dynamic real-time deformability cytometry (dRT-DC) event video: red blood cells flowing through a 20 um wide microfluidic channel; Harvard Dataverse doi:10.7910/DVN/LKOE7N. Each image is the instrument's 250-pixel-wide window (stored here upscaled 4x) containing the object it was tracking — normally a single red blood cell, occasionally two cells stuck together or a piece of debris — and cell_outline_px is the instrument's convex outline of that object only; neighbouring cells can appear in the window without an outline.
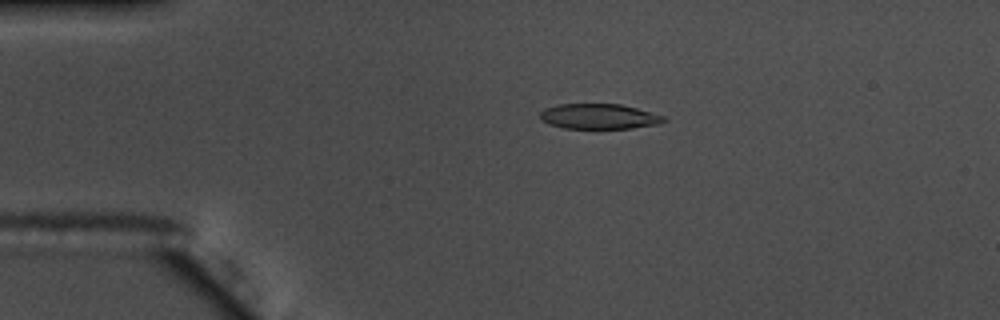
{"species": "common noctule bat (a hibernating species)", "species_latin": "Nyctalus noctula", "temperature_condition": "warm", "stored_images_in_passage": 45, "camera_frame_rate_fps": 3000, "um_per_image_px": 0.085, "animal": {"sex": "male", "body_mass_g": 17.5, "forearm_length_mm": 52.3}, "frame": {"image": 1, "passage_image": 2, "time_ms": 0.333, "image_size_px": [1000, 320], "cell_outline_px": [[668, 120], [656, 124], [632, 128], [564, 128], [548, 124], [540, 120], [540, 112], [544, 108], [560, 104], [620, 104], [636, 108], [664, 116]], "centroid_in_image_um": [50.87, 9.89], "position_along_channel_um": 34.1, "area_um2": 18.09}}
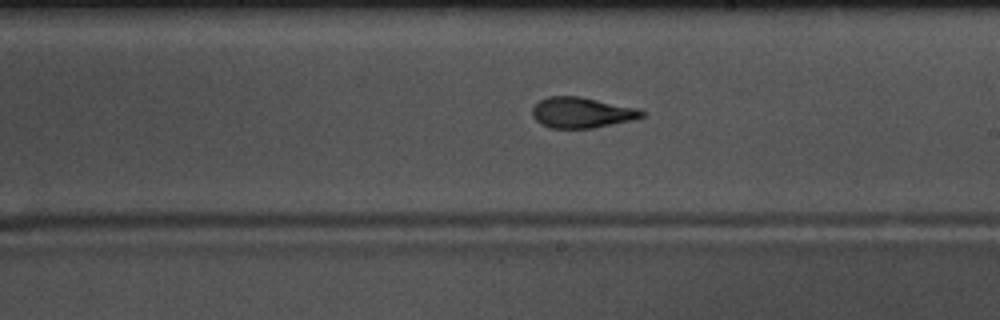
{"frame": {"image": 2, "passage_image": 22, "time_ms": 7.0, "image_size_px": [1000, 320], "cell_outline_px": [[648, 112], [644, 116], [632, 120], [592, 128], [552, 128], [540, 124], [532, 116], [532, 108], [540, 100], [548, 96], [580, 96], [640, 108]], "centroid_in_image_um": [49.48, 9.56], "position_along_channel_um": 239.5, "area_um2": 19.77}}
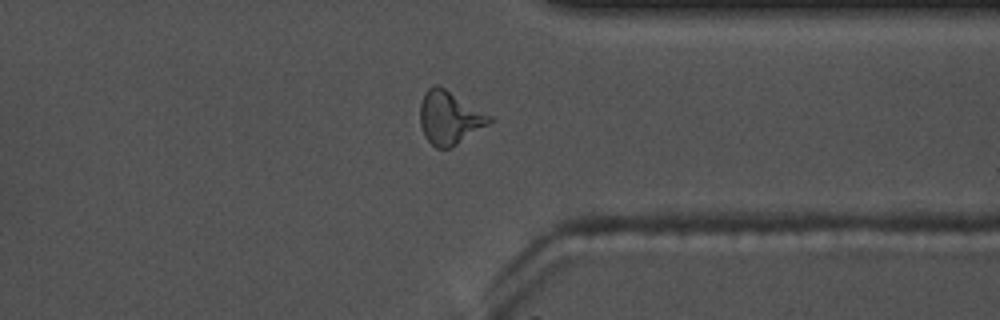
{"frame": {"image": 3, "passage_image": 33, "time_ms": 10.667, "image_size_px": [1000, 320], "cell_outline_px": [[492, 120], [488, 124], [452, 148], [436, 148], [424, 136], [420, 124], [420, 104], [424, 92], [432, 84], [440, 84], [492, 116]], "centroid_in_image_um": [38.18, 9.98], "position_along_channel_um": 373.2, "area_um2": 21.73}, "authors_computed_cell_mechanics": {"area_um2": 19.7098, "velocity_mm_per_s": 3.7205, "shape_relaxation_time_tau1_ms": 7.6064, "shape_relaxation_time_tau2_ms": 1.8389, "deformation_change_tau1": 0.2653, "deformation_change_tau2": 0.1003}}